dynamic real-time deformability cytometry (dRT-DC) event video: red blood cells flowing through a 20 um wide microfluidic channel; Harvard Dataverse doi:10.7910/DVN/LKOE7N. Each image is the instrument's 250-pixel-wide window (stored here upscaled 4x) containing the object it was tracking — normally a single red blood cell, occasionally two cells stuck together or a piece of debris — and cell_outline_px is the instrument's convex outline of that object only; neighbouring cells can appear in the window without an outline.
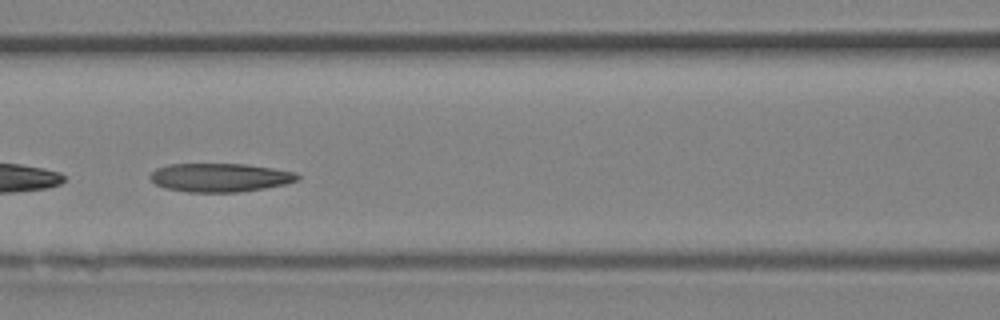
{"species": "Egyptian fruit bat (a non-hibernating species)", "species_latin": "Rousettus aegyptiacus", "temperature_condition": "room temperature", "stored_images_in_passage": 26, "camera_frame_rate_fps": 3000, "um_per_image_px": 0.085, "animal": {"sex": "female"}, "frame": {"image": 1, "passage_image": 5, "time_ms": 1.333, "image_size_px": [1000, 320], "cell_outline_px": [[300, 176], [296, 180], [284, 184], [264, 188], [236, 192], [188, 192], [164, 188], [156, 184], [148, 176], [156, 168], [168, 164], [248, 164], [296, 172]], "centroid_in_image_um": [18.67, 15.08], "position_along_channel_um": 147.9, "area_um2": 24.51}}